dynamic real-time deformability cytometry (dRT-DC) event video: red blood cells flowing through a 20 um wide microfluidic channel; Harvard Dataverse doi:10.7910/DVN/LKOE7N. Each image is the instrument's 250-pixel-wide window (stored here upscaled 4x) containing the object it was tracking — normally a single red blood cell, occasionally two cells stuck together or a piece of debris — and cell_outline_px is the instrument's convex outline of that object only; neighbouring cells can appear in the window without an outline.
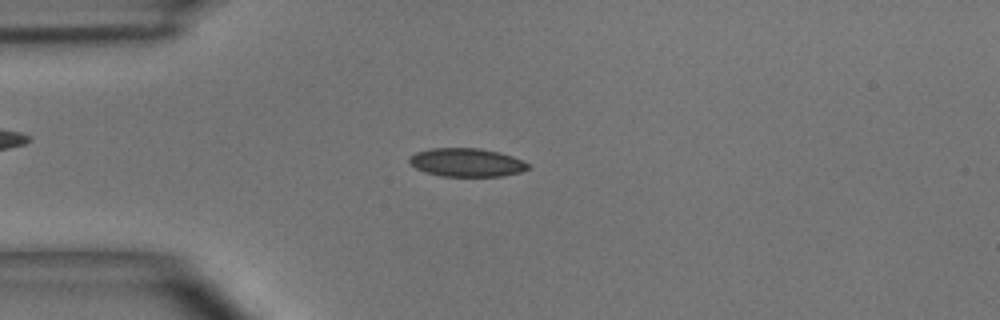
{"species": "common noctule bat (a hibernating species)", "species_latin": "Nyctalus noctula", "temperature_condition": "room temperature", "stored_images_in_passage": 48, "camera_frame_rate_fps": 3000, "um_per_image_px": 0.085, "animal": {"sex": "male", "body_mass_g": 15.6}, "frame": {"image": 1, "passage_image": 12, "time_ms": 3.667, "image_size_px": [1000, 320], "cell_outline_px": [[528, 168], [520, 172], [500, 176], [440, 176], [424, 172], [416, 168], [408, 160], [408, 156], [416, 152], [428, 148], [480, 148], [500, 152], [512, 156], [528, 164]], "centroid_in_image_um": [39.6, 13.8], "position_along_channel_um": 45.4, "area_um2": 19.65}}
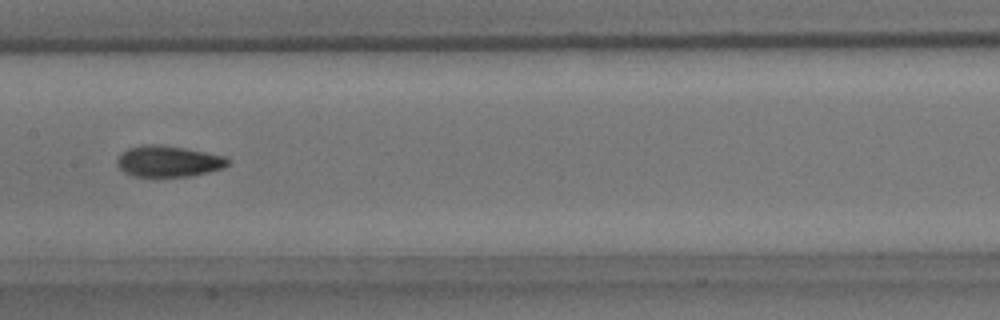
{"frame": {"image": 2, "passage_image": 24, "time_ms": 7.667, "image_size_px": [1000, 320], "cell_outline_px": [[228, 164], [224, 168], [192, 176], [132, 176], [124, 172], [116, 164], [116, 160], [120, 152], [128, 148], [140, 144], [160, 144], [184, 148], [224, 156], [228, 160]], "centroid_in_image_um": [14.25, 13.7], "position_along_channel_um": 193.1, "area_um2": 20.17}}
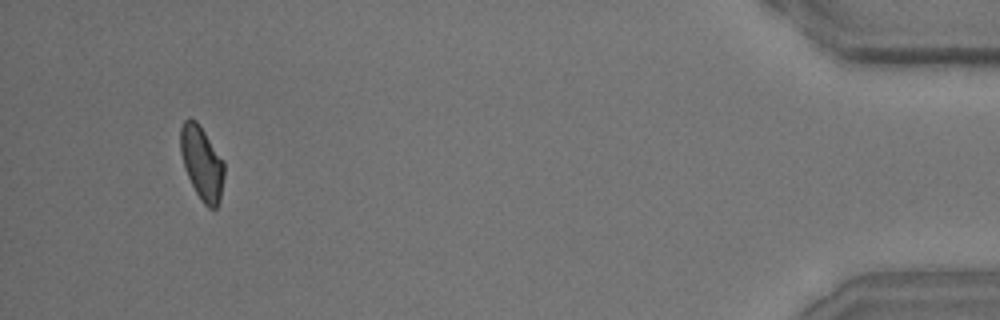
{"frame": {"image": 3, "passage_image": 46, "time_ms": 15.0, "image_size_px": [1000, 320], "cell_outline_px": [[224, 176], [220, 200], [216, 208], [208, 208], [204, 204], [196, 192], [184, 168], [180, 152], [180, 128], [184, 120], [188, 116], [196, 120], [200, 124], [224, 160]], "centroid_in_image_um": [17.15, 13.8], "position_along_channel_um": 418.0, "area_um2": 19.02}, "authors_computed_cell_mechanics": {"area_um2": 19.2474, "velocity_mm_per_s": 4.0639, "shape_relaxation_time_tau1_ms": 4.6703, "shape_relaxation_time_tau2_ms": 3.9921, "deformation_change_tau1": 0.1176, "deformation_change_tau2": 0.078}}